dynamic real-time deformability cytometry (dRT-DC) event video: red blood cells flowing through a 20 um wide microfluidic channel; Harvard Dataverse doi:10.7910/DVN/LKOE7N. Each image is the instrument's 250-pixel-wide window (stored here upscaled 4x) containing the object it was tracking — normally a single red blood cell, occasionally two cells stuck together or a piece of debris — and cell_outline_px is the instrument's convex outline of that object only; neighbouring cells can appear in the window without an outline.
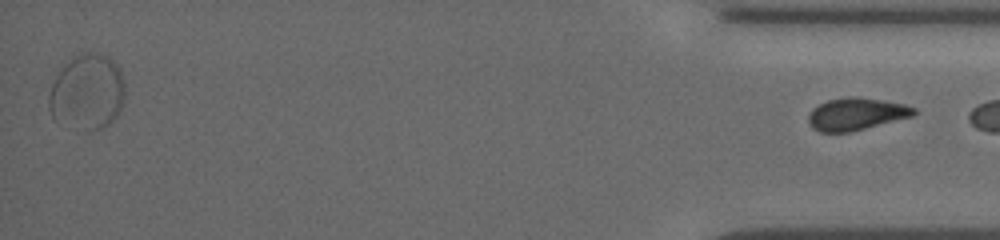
{"species": "common noctule bat (a hibernating species)", "species_latin": "Nyctalus noctula", "temperature_condition": "cold", "stored_images_in_passage": 43, "segment_of_instrument_passage": [2, 2], "camera_frame_rate_fps": 3000, "um_per_image_px": 0.085, "animal": {"sex": "female", "body_mass_g": 19.5, "forearm_length_mm": 54.1}, "frame": {"image": 1, "passage_image": 43, "time_ms": 14.0, "image_size_px": [1000, 240], "cell_outline_px": [[916, 112], [912, 116], [848, 132], [820, 132], [812, 128], [808, 124], [808, 116], [812, 108], [828, 100], [848, 96], [856, 96], [904, 104], [916, 108]], "centroid_in_image_um": [72.73, 9.68], "position_along_channel_um": 362.5, "area_um2": 19.65}}